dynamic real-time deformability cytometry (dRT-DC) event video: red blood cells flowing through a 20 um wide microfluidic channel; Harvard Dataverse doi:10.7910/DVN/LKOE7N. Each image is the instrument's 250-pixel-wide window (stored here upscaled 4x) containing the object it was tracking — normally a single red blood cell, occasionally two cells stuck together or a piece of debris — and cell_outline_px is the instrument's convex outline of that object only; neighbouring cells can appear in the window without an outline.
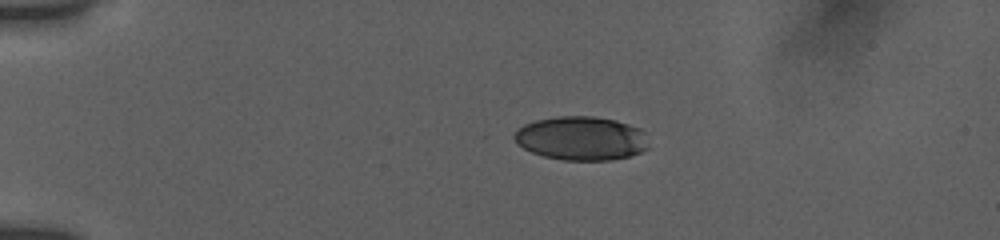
{"species": "human", "species_latin": "Homo sapiens", "temperature_condition": "room temperature", "stored_images_in_passage": 43, "camera_frame_rate_fps": 3000, "um_per_image_px": 0.085, "donor": {"sex": "female"}, "frame": {"image": 1, "passage_image": 1, "time_ms": 0.0, "image_size_px": [1000, 240], "cell_outline_px": [[648, 148], [640, 152], [628, 156], [612, 160], [564, 160], [544, 156], [532, 152], [516, 144], [512, 136], [524, 124], [536, 120], [556, 116], [596, 116], [616, 120], [640, 128], [644, 132]], "centroid_in_image_um": [49.39, 11.75], "position_along_channel_um": 35.6, "area_um2": 34.33}}
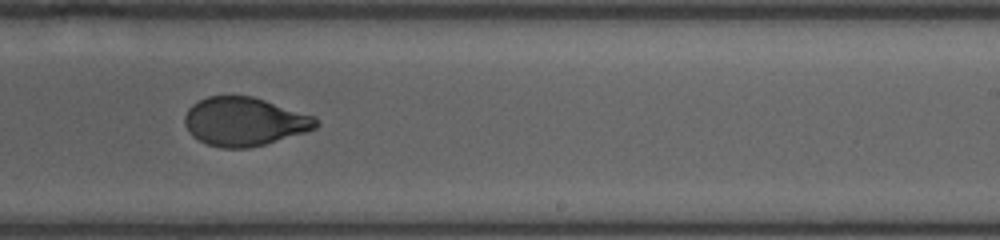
{"frame": {"image": 2, "passage_image": 24, "time_ms": 7.667, "image_size_px": [1000, 240], "cell_outline_px": [[320, 124], [316, 128], [304, 132], [264, 144], [248, 148], [220, 148], [208, 144], [192, 136], [188, 132], [184, 124], [184, 116], [188, 108], [192, 104], [208, 96], [252, 96], [316, 116], [320, 120]], "centroid_in_image_um": [20.77, 10.33], "position_along_channel_um": 268.2, "area_um2": 37.22}}
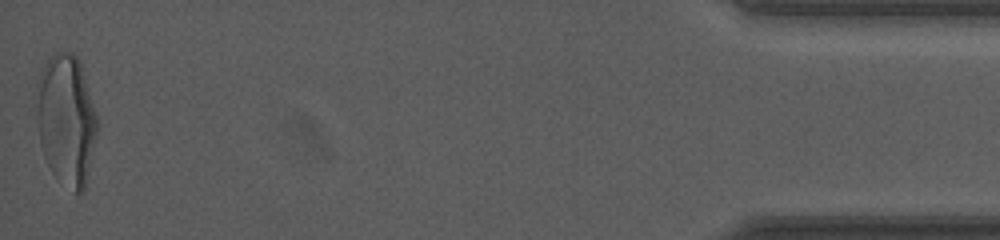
{"frame": {"image": 3, "passage_image": 43, "time_ms": 14.0, "image_size_px": [1000, 240], "cell_outline_px": [[96, 136], [84, 188], [80, 192], [76, 192], [52, 172], [44, 156], [40, 144], [36, 116], [36, 108], [40, 72], [44, 64], [56, 52], [72, 52], [80, 60], [96, 112]], "centroid_in_image_um": [5.62, 10.11], "position_along_channel_um": 429.6, "area_um2": 45.43}, "authors_computed_cell_mechanics": {"area_um2": 37.9168, "velocity_mm_per_s": 3.8485, "shape_relaxation_time_tau1_ms": 5.7663, "shape_relaxation_time_tau2_ms": null, "deformation_change_tau1": 0.2068, "deformation_change_tau2": null}}